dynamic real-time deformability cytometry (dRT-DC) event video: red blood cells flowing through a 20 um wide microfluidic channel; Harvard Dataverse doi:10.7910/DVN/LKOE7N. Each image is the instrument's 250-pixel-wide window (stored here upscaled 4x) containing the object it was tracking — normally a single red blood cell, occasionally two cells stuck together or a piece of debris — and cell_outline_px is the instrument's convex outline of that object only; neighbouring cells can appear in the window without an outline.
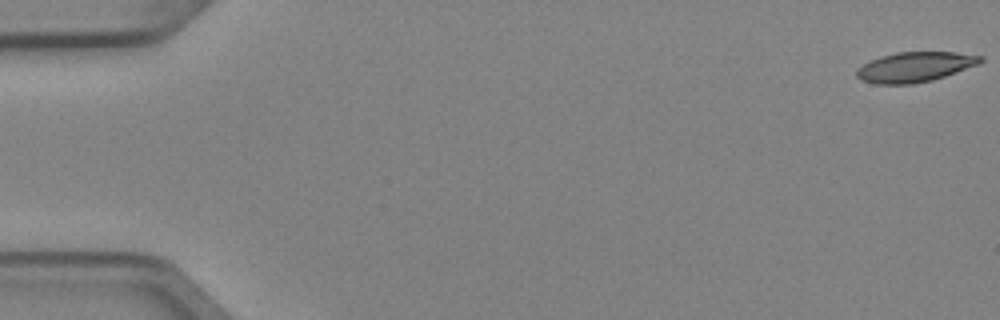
{"species": "Egyptian fruit bat (a non-hibernating species)", "species_latin": "Rousettus aegyptiacus", "temperature_condition": "cold", "stored_images_in_passage": 4, "camera_frame_rate_fps": 3000, "um_per_image_px": 0.085, "animal": {"sex": "female"}, "frame": {"image": 1, "passage_image": 1, "time_ms": 0.0, "image_size_px": [1000, 320], "cell_outline_px": [[984, 60], [976, 64], [944, 76], [932, 80], [912, 84], [876, 84], [860, 80], [856, 76], [856, 68], [880, 56], [896, 52], [956, 52], [984, 56]], "centroid_in_image_um": [77.72, 5.69], "position_along_channel_um": 7.3, "area_um2": 21.5}}
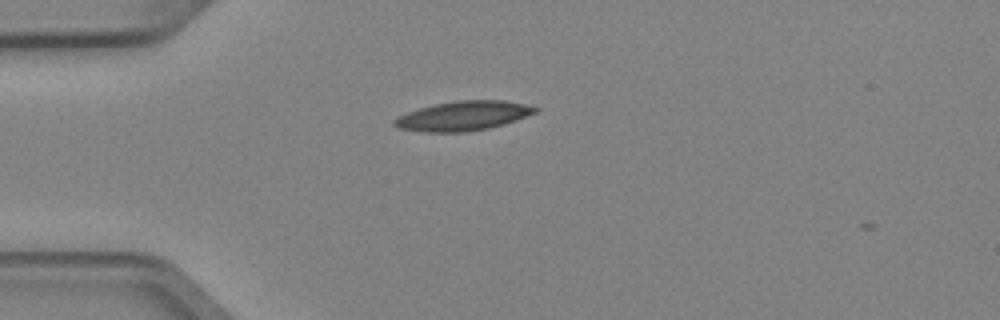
{"frame": {"image": 2, "passage_image": 4, "time_ms": 1.0, "image_size_px": [1000, 320], "cell_outline_px": [[540, 108], [536, 112], [516, 120], [504, 124], [488, 128], [464, 132], [424, 132], [396, 128], [392, 124], [392, 120], [396, 116], [420, 108], [436, 104], [456, 100], [504, 100], [524, 104]], "centroid_in_image_um": [39.33, 9.85], "position_along_channel_um": 45.7, "area_um2": 24.22}}